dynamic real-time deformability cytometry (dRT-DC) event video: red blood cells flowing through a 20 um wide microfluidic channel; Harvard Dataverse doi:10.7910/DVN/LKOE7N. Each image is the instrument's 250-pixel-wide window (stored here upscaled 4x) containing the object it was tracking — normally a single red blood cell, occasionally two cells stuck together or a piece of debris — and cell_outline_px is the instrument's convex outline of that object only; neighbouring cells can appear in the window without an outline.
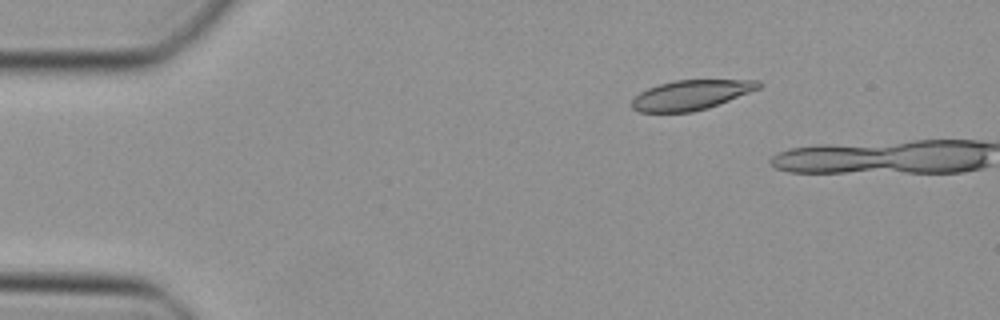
{"species": "Egyptian fruit bat (a non-hibernating species)", "species_latin": "Rousettus aegyptiacus", "temperature_condition": "cold", "stored_images_in_passage": 3, "camera_frame_rate_fps": 3000, "um_per_image_px": 0.085, "animal": {"sex": "female"}, "frame": {"image": 1, "passage_image": 1, "time_ms": 0.0, "image_size_px": [1000, 320], "cell_outline_px": [[764, 84], [760, 88], [708, 108], [692, 112], [640, 112], [632, 108], [632, 100], [640, 92], [648, 88], [672, 80], [760, 80]], "centroid_in_image_um": [58.75, 8.06], "position_along_channel_um": 26.2, "area_um2": 21.91}}